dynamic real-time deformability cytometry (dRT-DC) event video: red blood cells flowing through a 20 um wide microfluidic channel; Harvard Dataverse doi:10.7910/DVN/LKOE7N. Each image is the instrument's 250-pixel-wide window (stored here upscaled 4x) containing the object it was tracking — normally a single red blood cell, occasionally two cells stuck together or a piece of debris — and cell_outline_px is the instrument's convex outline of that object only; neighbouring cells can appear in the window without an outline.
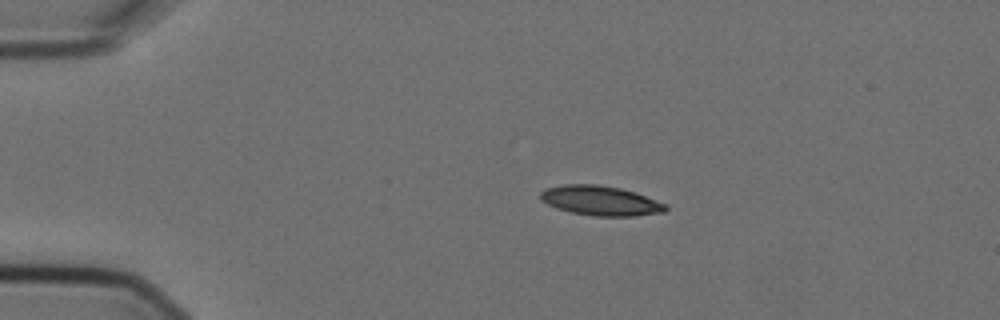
{"species": "Egyptian fruit bat (a non-hibernating species)", "species_latin": "Rousettus aegyptiacus", "temperature_condition": "cold", "stored_images_in_passage": 10, "camera_frame_rate_fps": 3000, "um_per_image_px": 0.085, "animal": {"sex": "female"}, "frame": {"image": 1, "passage_image": 2, "time_ms": 0.333, "image_size_px": [1000, 320], "cell_outline_px": [[668, 208], [664, 212], [632, 216], [592, 216], [572, 212], [556, 208], [540, 200], [540, 192], [544, 188], [564, 184], [596, 184], [620, 188], [668, 204]], "centroid_in_image_um": [51.01, 17.05], "position_along_channel_um": 34.0, "area_um2": 21.62}}
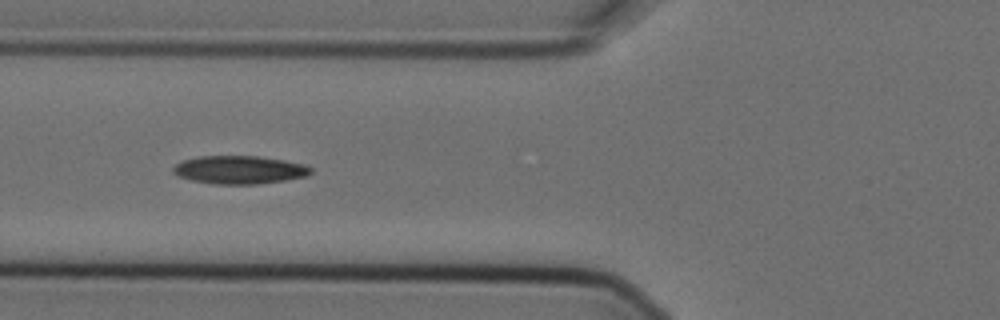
{"frame": {"image": 2, "passage_image": 5, "time_ms": 1.333, "image_size_px": [1000, 320], "cell_outline_px": [[312, 172], [308, 176], [284, 180], [256, 184], [212, 184], [192, 180], [180, 176], [172, 172], [172, 168], [176, 164], [184, 160], [200, 156], [256, 156], [284, 160], [304, 164], [312, 168]], "centroid_in_image_um": [20.37, 14.43], "position_along_channel_um": 105.4, "area_um2": 22.48}}
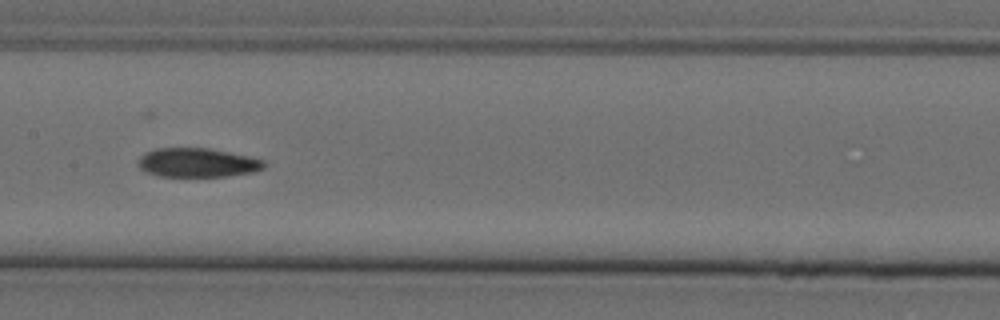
{"frame": {"image": 3, "passage_image": 7, "time_ms": 2.0, "image_size_px": [1000, 320], "cell_outline_px": [[264, 168], [252, 172], [224, 176], [160, 176], [148, 172], [140, 168], [136, 164], [140, 156], [144, 152], [156, 148], [208, 148], [248, 156], [264, 160]], "centroid_in_image_um": [16.73, 13.81], "position_along_channel_um": 190.7, "area_um2": 21.15}}